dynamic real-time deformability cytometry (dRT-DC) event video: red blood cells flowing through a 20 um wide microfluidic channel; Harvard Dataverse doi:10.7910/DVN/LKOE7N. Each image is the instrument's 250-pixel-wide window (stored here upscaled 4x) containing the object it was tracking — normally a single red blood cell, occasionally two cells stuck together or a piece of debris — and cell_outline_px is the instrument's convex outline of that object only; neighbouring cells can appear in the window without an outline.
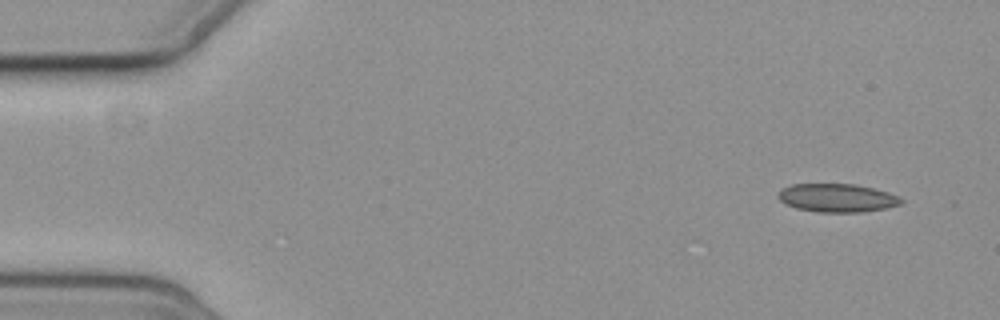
{"species": "common noctule bat (a hibernating species)", "species_latin": "Nyctalus noctula", "temperature_condition": "cold", "stored_images_in_passage": 4, "camera_frame_rate_fps": 3000, "um_per_image_px": 0.085, "animal": {"sex": "female", "body_mass_g": 19.3, "forearm_length_mm": 54.1}, "frame": {"image": 1, "passage_image": 1, "time_ms": 0.0, "image_size_px": [1000, 320], "cell_outline_px": [[904, 200], [900, 204], [884, 208], [860, 212], [820, 212], [796, 208], [784, 204], [776, 196], [784, 188], [792, 184], [852, 184], [872, 188], [888, 192]], "centroid_in_image_um": [71.12, 16.82], "position_along_channel_um": 13.9, "area_um2": 20.06}}